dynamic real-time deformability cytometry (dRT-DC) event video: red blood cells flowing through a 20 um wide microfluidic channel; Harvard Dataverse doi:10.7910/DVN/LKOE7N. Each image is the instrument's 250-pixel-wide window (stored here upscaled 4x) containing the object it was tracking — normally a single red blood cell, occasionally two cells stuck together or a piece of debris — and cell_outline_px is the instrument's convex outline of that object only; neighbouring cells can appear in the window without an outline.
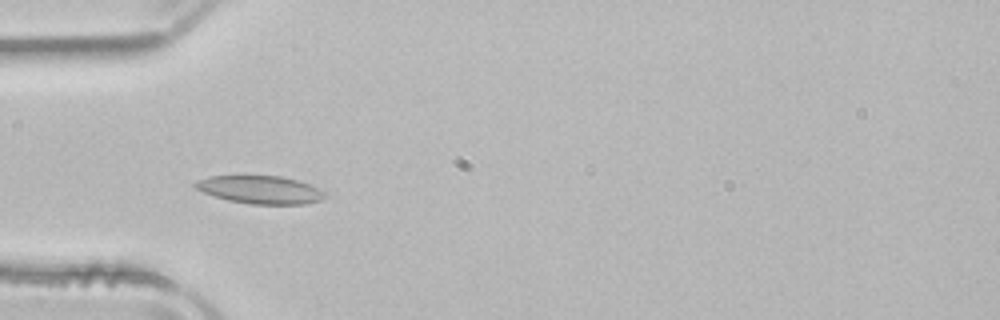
{"species": "common noctule bat (a hibernating species)", "species_latin": "Nyctalus noctula", "temperature_condition": "room temperature", "stored_images_in_passage": 39, "camera_frame_rate_fps": 3000, "um_per_image_px": 0.085, "animal": {"sex": "male", "body_mass_g": 21.5, "forearm_length_mm": 52.0}, "frame": {"image": 1, "passage_image": 15, "time_ms": 4.667, "image_size_px": [1000, 320], "cell_outline_px": [[324, 196], [320, 200], [304, 204], [252, 204], [228, 200], [204, 192], [196, 188], [192, 184], [196, 180], [208, 176], [244, 172], [280, 176], [296, 180], [308, 184], [324, 192]], "centroid_in_image_um": [22.0, 16.06], "position_along_channel_um": 63.0, "area_um2": 21.79}}
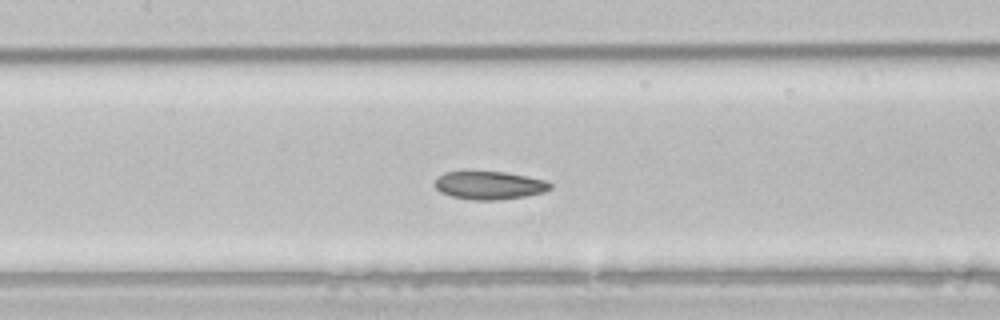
{"frame": {"image": 2, "passage_image": 23, "time_ms": 7.333, "image_size_px": [1000, 320], "cell_outline_px": [[552, 188], [544, 192], [524, 196], [496, 200], [476, 200], [452, 196], [440, 192], [432, 184], [436, 176], [444, 172], [504, 172], [528, 176], [544, 180], [552, 184]], "centroid_in_image_um": [41.56, 15.75], "position_along_channel_um": 165.8, "area_um2": 18.9}}
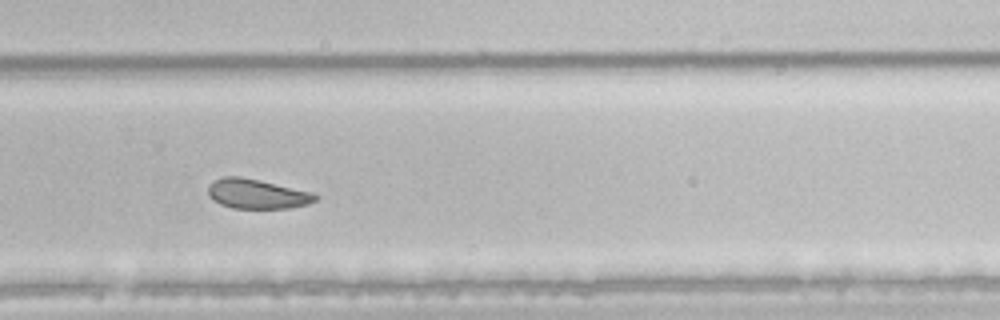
{"frame": {"image": 3, "passage_image": 34, "time_ms": 11.0, "image_size_px": [1000, 320], "cell_outline_px": [[316, 200], [308, 204], [292, 208], [232, 208], [220, 204], [208, 196], [208, 184], [212, 180], [224, 176], [240, 176], [260, 180], [312, 192], [316, 196]], "centroid_in_image_um": [21.8, 16.47], "position_along_channel_um": 308.0, "area_um2": 18.61}, "authors_computed_cell_mechanics": {"area_um2": 20.1144, "velocity_mm_per_s": 3.8901, "shape_relaxation_time_tau1_ms": null, "shape_relaxation_time_tau2_ms": 7.4259, "deformation_change_tau1": null, "deformation_change_tau2": 0.1219}}